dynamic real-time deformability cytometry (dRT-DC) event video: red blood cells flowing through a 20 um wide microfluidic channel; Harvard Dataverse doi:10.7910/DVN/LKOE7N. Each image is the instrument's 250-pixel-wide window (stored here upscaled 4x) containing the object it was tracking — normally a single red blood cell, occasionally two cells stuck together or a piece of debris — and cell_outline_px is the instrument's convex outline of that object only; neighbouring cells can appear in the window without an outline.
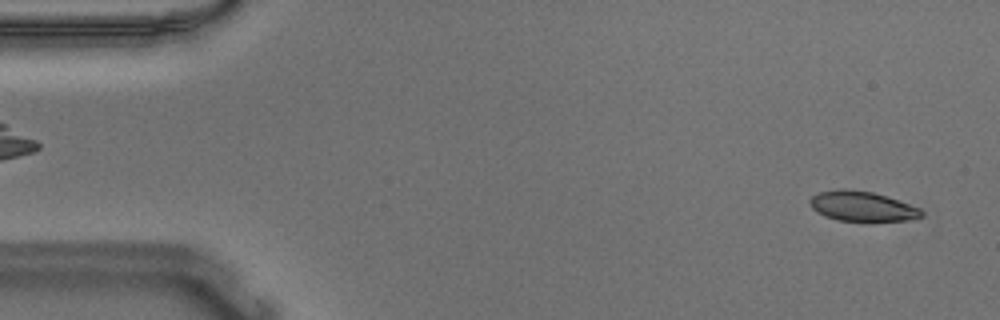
{"species": "Egyptian fruit bat (a non-hibernating species)", "species_latin": "Rousettus aegyptiacus", "temperature_condition": "warm", "stored_images_in_passage": 54, "camera_frame_rate_fps": 3000, "um_per_image_px": 0.085, "animal": {"sex": "male"}, "frame": {"image": 1, "passage_image": 2, "time_ms": 0.333, "image_size_px": [1000, 320], "cell_outline_px": [[924, 216], [908, 220], [872, 224], [868, 224], [840, 220], [824, 216], [816, 212], [812, 208], [808, 200], [812, 196], [820, 192], [840, 188], [844, 188], [872, 192], [888, 196], [920, 208], [924, 212]], "centroid_in_image_um": [73.32, 17.58], "position_along_channel_um": 11.7, "area_um2": 20.4}}
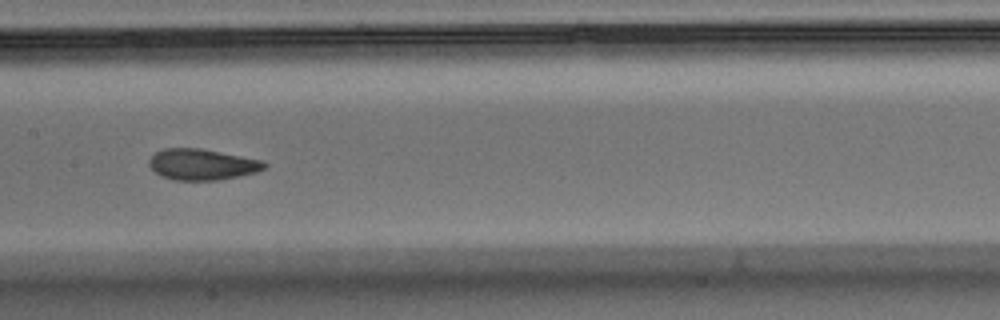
{"frame": {"image": 2, "passage_image": 26, "time_ms": 8.333, "image_size_px": [1000, 320], "cell_outline_px": [[268, 164], [264, 168], [256, 172], [220, 180], [176, 180], [160, 176], [148, 164], [148, 160], [156, 152], [164, 148], [200, 148], [264, 160]], "centroid_in_image_um": [17.19, 13.97], "position_along_channel_um": 190.2, "area_um2": 20.87}}
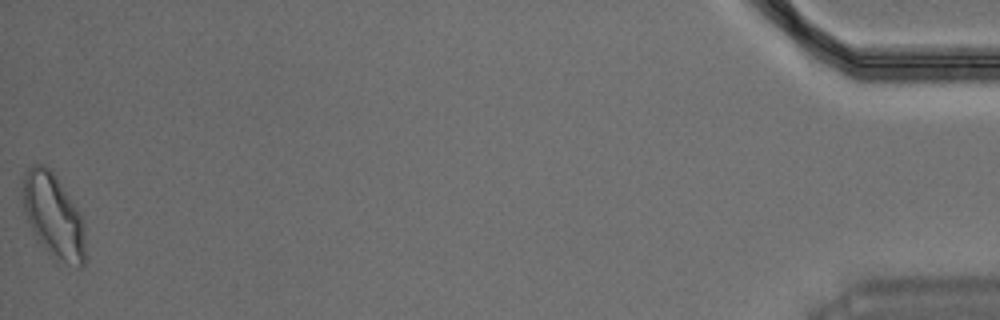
{"frame": {"image": 3, "passage_image": 54, "time_ms": 17.667, "image_size_px": [1000, 320], "cell_outline_px": [[84, 264], [80, 268], [76, 268], [52, 256], [36, 240], [32, 232], [24, 212], [24, 172], [32, 164], [44, 164], [56, 176], [76, 208], [80, 216], [84, 228]], "centroid_in_image_um": [4.52, 18.37], "position_along_channel_um": 430.7, "area_um2": 30.23}, "authors_computed_cell_mechanics": {"area_um2": 21.0392, "velocity_mm_per_s": 3.6454, "shape_relaxation_time_tau1_ms": 5.4788, "shape_relaxation_time_tau2_ms": 1.8973, "deformation_change_tau1": 0.1422, "deformation_change_tau2": 0.0607}}